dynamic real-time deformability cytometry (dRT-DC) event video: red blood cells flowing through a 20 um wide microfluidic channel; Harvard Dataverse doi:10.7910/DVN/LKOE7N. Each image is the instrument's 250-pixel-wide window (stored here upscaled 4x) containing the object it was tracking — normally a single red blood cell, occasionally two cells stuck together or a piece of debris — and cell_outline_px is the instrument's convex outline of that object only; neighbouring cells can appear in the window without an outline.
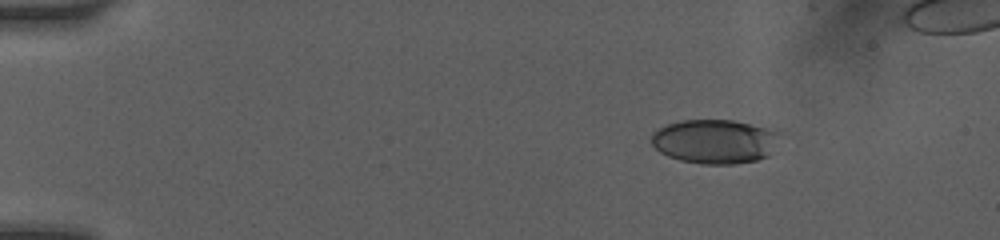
{"species": "human", "species_latin": "Homo sapiens", "temperature_condition": "room temperature", "stored_images_in_passage": 28, "camera_frame_rate_fps": 3000, "um_per_image_px": 0.085, "donor": {"sex": "female"}, "frame": {"image": 1, "passage_image": 3, "time_ms": 2.0, "image_size_px": [1000, 240], "cell_outline_px": [[780, 132], [768, 156], [756, 160], [736, 164], [700, 164], [680, 160], [668, 156], [660, 152], [652, 144], [652, 132], [668, 124], [684, 120], [732, 120]], "centroid_in_image_um": [60.71, 12.03], "position_along_channel_um": 24.3, "area_um2": 32.6}}
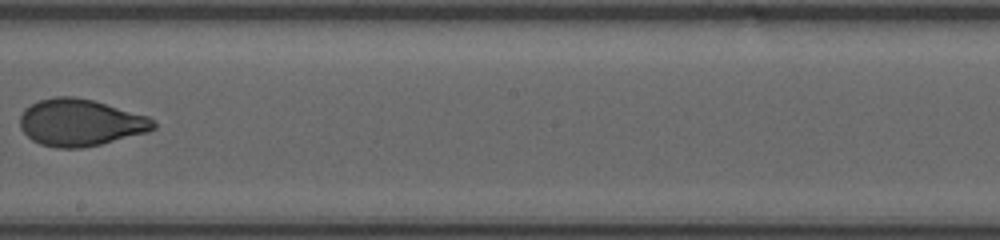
{"frame": {"image": 2, "passage_image": 13, "time_ms": 9.667, "image_size_px": [1000, 240], "cell_outline_px": [[156, 128], [148, 132], [100, 144], [80, 148], [56, 148], [40, 144], [32, 140], [20, 128], [20, 116], [24, 108], [40, 100], [56, 96], [72, 96], [92, 100], [148, 116], [156, 120]], "centroid_in_image_um": [6.83, 10.42], "position_along_channel_um": 241.4, "area_um2": 36.47}}
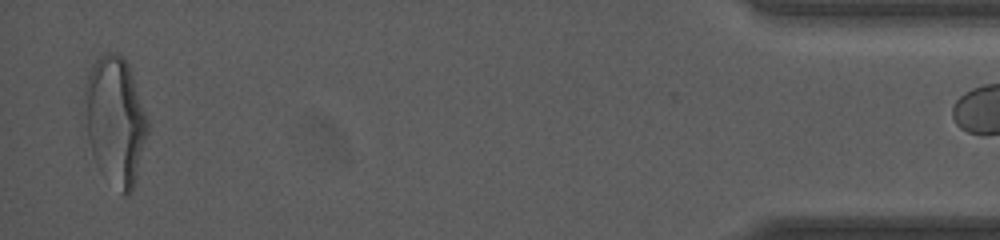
{"frame": {"image": 3, "passage_image": 27, "time_ms": 16.0, "image_size_px": [1000, 240], "cell_outline_px": [[148, 132], [132, 192], [128, 196], [124, 196], [100, 172], [92, 156], [88, 140], [84, 96], [84, 84], [96, 60], [104, 52], [112, 52], [124, 56], [128, 64], [148, 120]], "centroid_in_image_um": [9.79, 10.27], "position_along_channel_um": 425.4, "area_um2": 46.88}, "authors_computed_cell_mechanics": {"area_um2": 36.4718, "velocity_mm_per_s": 4.122, "shape_relaxation_time_tau1_ms": 3.3485, "shape_relaxation_time_tau2_ms": 0.7218, "deformation_change_tau1": 0.1367, "deformation_change_tau2": 0.0329}}